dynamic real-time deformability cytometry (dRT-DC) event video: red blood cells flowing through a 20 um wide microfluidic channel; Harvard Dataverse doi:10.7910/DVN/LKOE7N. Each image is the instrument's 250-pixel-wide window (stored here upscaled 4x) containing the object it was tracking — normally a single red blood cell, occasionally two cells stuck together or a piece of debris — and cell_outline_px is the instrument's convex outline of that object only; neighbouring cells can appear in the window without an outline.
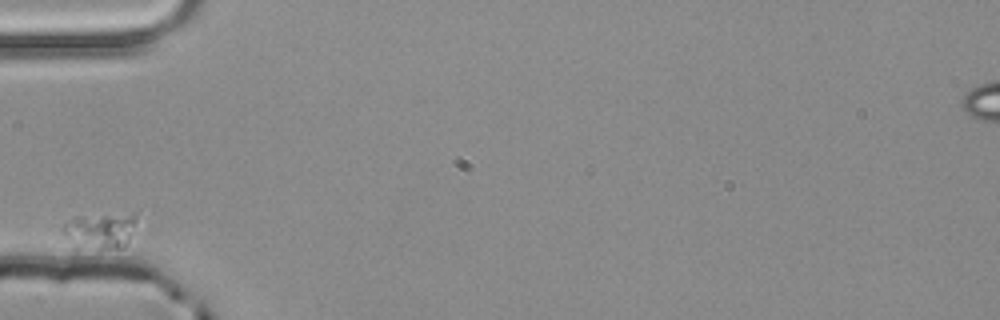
{"species": "common noctule bat (a hibernating species)", "species_latin": "Nyctalus noctula", "temperature_condition": "room temperature", "stored_images_in_passage": 1, "camera_frame_rate_fps": 3000, "um_per_image_px": 0.085, "animal": {"sex": "male", "body_mass_g": 20.4}, "frame": {"image": 1, "passage_image": 1, "time_ms": 0.0, "image_size_px": [1000, 320], "cell_outline_px": [[140, 208], [128, 244], [120, 248], [100, 248], [64, 236], [60, 228], [72, 216]], "centroid_in_image_um": [8.7, 19.4], "position_along_channel_um": 76.3, "area_um2": 15.9}}